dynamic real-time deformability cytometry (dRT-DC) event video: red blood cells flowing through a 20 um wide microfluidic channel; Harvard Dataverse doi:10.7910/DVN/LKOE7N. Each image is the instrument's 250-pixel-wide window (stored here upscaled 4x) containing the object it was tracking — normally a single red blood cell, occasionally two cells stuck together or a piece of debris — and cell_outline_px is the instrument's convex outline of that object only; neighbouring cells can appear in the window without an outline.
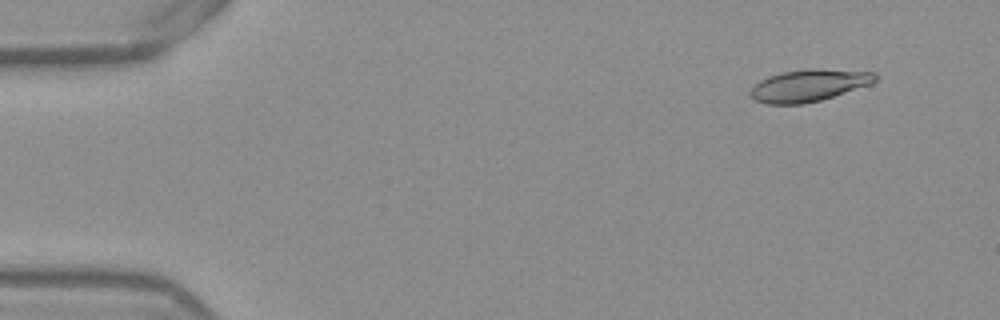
{"species": "Egyptian fruit bat (a non-hibernating species)", "species_latin": "Rousettus aegyptiacus", "temperature_condition": "warm", "stored_images_in_passage": 49, "camera_frame_rate_fps": 3000, "um_per_image_px": 0.085, "frame": {"image": 1, "passage_image": 1, "time_ms": 0.0, "image_size_px": [1000, 320], "cell_outline_px": [[876, 80], [872, 84], [820, 100], [804, 104], [764, 104], [756, 100], [748, 92], [760, 80], [768, 76], [780, 72], [808, 68], [820, 68], [876, 72]], "centroid_in_image_um": [68.76, 7.25], "position_along_channel_um": 16.2, "area_um2": 23.47}}
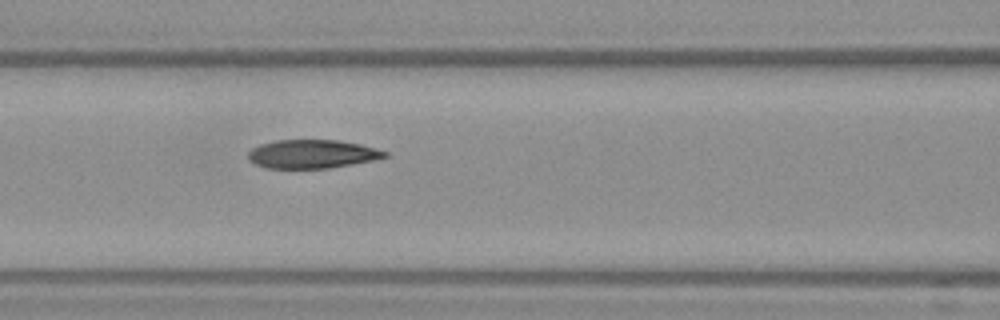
{"frame": {"image": 2, "passage_image": 19, "time_ms": 6.0, "image_size_px": [1000, 320], "cell_outline_px": [[388, 156], [372, 160], [352, 164], [328, 168], [268, 168], [256, 164], [248, 160], [248, 152], [252, 148], [260, 144], [276, 140], [340, 140], [360, 144], [376, 148], [388, 152]], "centroid_in_image_um": [26.52, 13.08], "position_along_channel_um": 140.1, "area_um2": 22.72}}
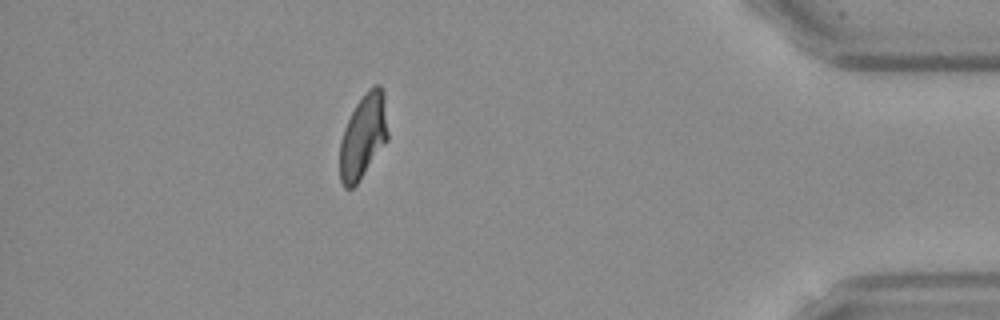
{"frame": {"image": 3, "passage_image": 43, "time_ms": 14.0, "image_size_px": [1000, 320], "cell_outline_px": [[388, 140], [360, 180], [352, 188], [344, 188], [340, 180], [340, 140], [344, 128], [356, 104], [368, 88], [372, 84], [380, 84], [384, 92], [388, 132]], "centroid_in_image_um": [30.88, 11.57], "position_along_channel_um": 404.3, "area_um2": 23.81}, "authors_computed_cell_mechanics": {"area_um2": 23.5246, "velocity_mm_per_s": 3.8741, "shape_relaxation_time_tau1_ms": 8.4268, "shape_relaxation_time_tau2_ms": 2.6847, "deformation_change_tau1": 0.2307, "deformation_change_tau2": 0.0474}}